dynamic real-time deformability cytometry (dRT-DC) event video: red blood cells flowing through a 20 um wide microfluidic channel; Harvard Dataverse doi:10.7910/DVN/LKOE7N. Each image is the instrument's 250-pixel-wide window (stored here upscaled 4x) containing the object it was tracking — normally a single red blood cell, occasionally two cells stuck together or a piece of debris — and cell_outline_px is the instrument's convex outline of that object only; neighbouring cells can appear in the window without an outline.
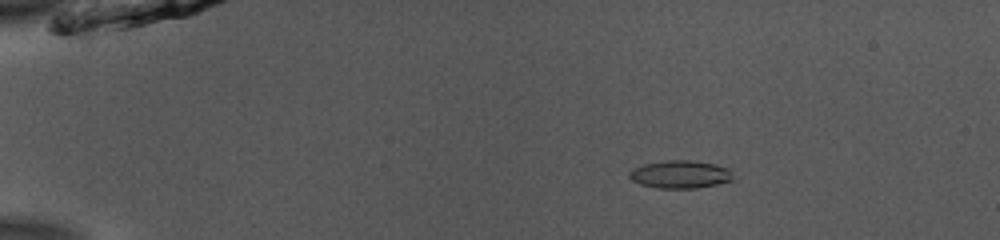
{"species": "common noctule bat (a hibernating species)", "species_latin": "Nyctalus noctula", "temperature_condition": "room temperature", "stored_images_in_passage": 53, "camera_frame_rate_fps": 3000, "um_per_image_px": 0.085, "animal": {"sex": "male", "body_mass_g": 13.0, "forearm_length_mm": 53.1}, "frame": {"image": 1, "passage_image": 10, "time_ms": 3.0, "image_size_px": [1000, 240], "cell_outline_px": [[732, 180], [716, 184], [696, 188], [656, 188], [640, 184], [632, 180], [628, 176], [628, 172], [632, 168], [644, 164], [668, 160], [692, 160], [716, 164], [728, 168], [732, 176]], "centroid_in_image_um": [57.78, 14.81], "position_along_channel_um": 27.2, "area_um2": 16.82}}
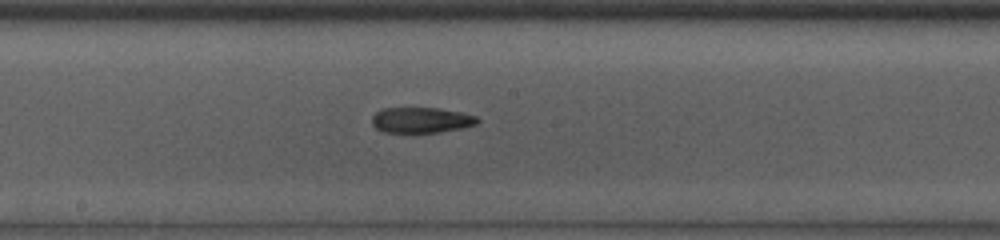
{"frame": {"image": 2, "passage_image": 30, "time_ms": 9.667, "image_size_px": [1000, 240], "cell_outline_px": [[480, 120], [476, 124], [464, 128], [440, 132], [384, 132], [376, 128], [372, 124], [372, 116], [376, 112], [384, 108], [440, 108], [460, 112], [476, 116]], "centroid_in_image_um": [35.82, 10.2], "position_along_channel_um": 212.4, "area_um2": 15.72}}
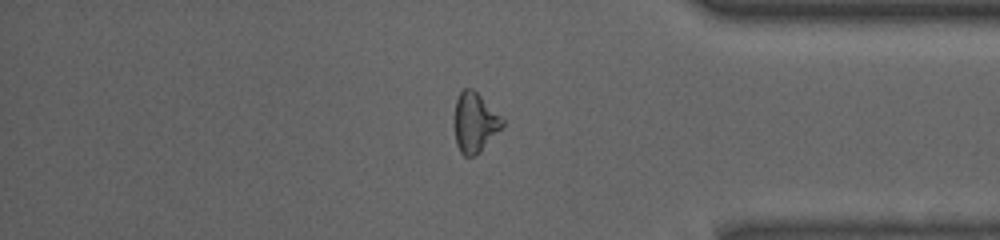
{"frame": {"image": 3, "passage_image": 45, "time_ms": 14.667, "image_size_px": [1000, 240], "cell_outline_px": [[504, 124], [480, 152], [472, 156], [464, 156], [460, 152], [456, 144], [452, 124], [456, 100], [460, 92], [464, 88], [472, 88], [504, 120]], "centroid_in_image_um": [40.29, 10.42], "position_along_channel_um": 394.9, "area_um2": 16.7}}